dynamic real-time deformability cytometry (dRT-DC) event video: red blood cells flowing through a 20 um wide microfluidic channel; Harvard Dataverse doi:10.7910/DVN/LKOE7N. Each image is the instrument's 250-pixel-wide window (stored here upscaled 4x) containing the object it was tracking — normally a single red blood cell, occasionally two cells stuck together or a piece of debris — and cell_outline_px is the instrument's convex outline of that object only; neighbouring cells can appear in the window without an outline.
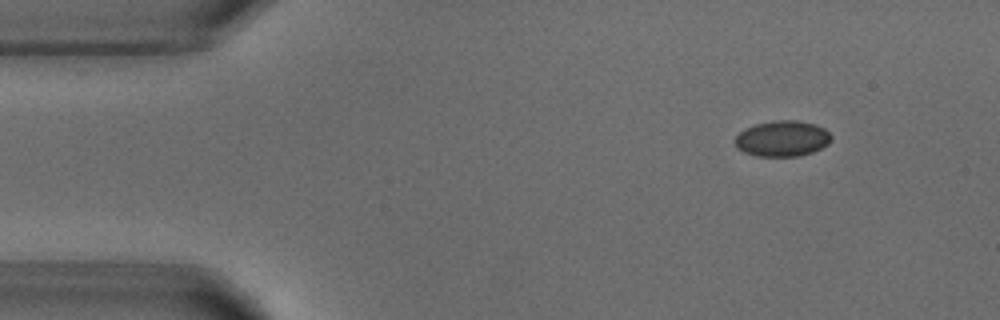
{"species": "common noctule bat (a hibernating species)", "species_latin": "Nyctalus noctula", "temperature_condition": "warm", "stored_images_in_passage": 4, "camera_frame_rate_fps": 3000, "um_per_image_px": 0.085, "animal": {"sex": "male", "body_mass_g": 18.8}, "frame": {"image": 1, "passage_image": 1, "time_ms": 0.0, "image_size_px": [1000, 320], "cell_outline_px": [[832, 136], [828, 144], [812, 152], [796, 156], [756, 156], [744, 152], [736, 148], [736, 136], [744, 128], [756, 124], [776, 120], [796, 120], [816, 124], [824, 128]], "centroid_in_image_um": [66.49, 11.77], "position_along_channel_um": 18.5, "area_um2": 20.0}}
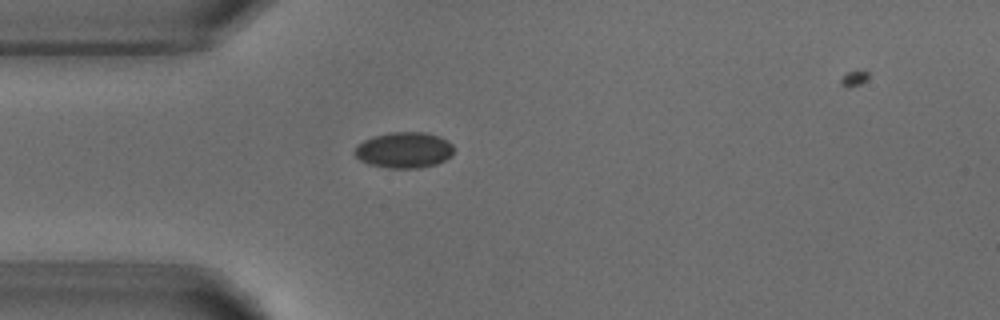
{"frame": {"image": 2, "passage_image": 3, "time_ms": 2.667, "image_size_px": [1000, 320], "cell_outline_px": [[452, 156], [436, 164], [420, 168], [388, 168], [368, 164], [360, 160], [352, 152], [356, 144], [364, 140], [376, 136], [392, 132], [424, 132], [440, 136], [448, 140], [452, 144]], "centroid_in_image_um": [34.33, 12.76], "position_along_channel_um": 50.7, "area_um2": 20.87}}